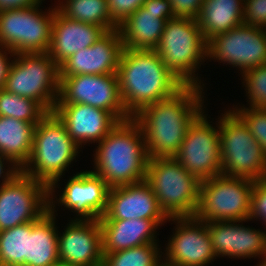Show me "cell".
Wrapping results in <instances>:
<instances>
[{"mask_svg": "<svg viewBox=\"0 0 266 266\" xmlns=\"http://www.w3.org/2000/svg\"><path fill=\"white\" fill-rule=\"evenodd\" d=\"M203 91L184 86L172 97L147 105L133 116L142 129L149 158L176 155L188 126L206 109Z\"/></svg>", "mask_w": 266, "mask_h": 266, "instance_id": "1", "label": "cell"}, {"mask_svg": "<svg viewBox=\"0 0 266 266\" xmlns=\"http://www.w3.org/2000/svg\"><path fill=\"white\" fill-rule=\"evenodd\" d=\"M50 266H75V265H72V264H68V263H63L61 261L55 263V264H52Z\"/></svg>", "mask_w": 266, "mask_h": 266, "instance_id": "42", "label": "cell"}, {"mask_svg": "<svg viewBox=\"0 0 266 266\" xmlns=\"http://www.w3.org/2000/svg\"><path fill=\"white\" fill-rule=\"evenodd\" d=\"M246 221H208L207 229L217 258H260L256 266L266 257V231L246 227ZM238 223V224H237Z\"/></svg>", "mask_w": 266, "mask_h": 266, "instance_id": "17", "label": "cell"}, {"mask_svg": "<svg viewBox=\"0 0 266 266\" xmlns=\"http://www.w3.org/2000/svg\"><path fill=\"white\" fill-rule=\"evenodd\" d=\"M257 219L266 226V179L254 181L251 193L249 221Z\"/></svg>", "mask_w": 266, "mask_h": 266, "instance_id": "34", "label": "cell"}, {"mask_svg": "<svg viewBox=\"0 0 266 266\" xmlns=\"http://www.w3.org/2000/svg\"><path fill=\"white\" fill-rule=\"evenodd\" d=\"M64 186L59 195L49 193L51 212H57L56 206L60 205L76 214L74 220H99L105 214L110 187L96 173L77 172Z\"/></svg>", "mask_w": 266, "mask_h": 266, "instance_id": "16", "label": "cell"}, {"mask_svg": "<svg viewBox=\"0 0 266 266\" xmlns=\"http://www.w3.org/2000/svg\"><path fill=\"white\" fill-rule=\"evenodd\" d=\"M128 219H169L161 210L155 193L145 180L110 188L107 210L99 220Z\"/></svg>", "mask_w": 266, "mask_h": 266, "instance_id": "20", "label": "cell"}, {"mask_svg": "<svg viewBox=\"0 0 266 266\" xmlns=\"http://www.w3.org/2000/svg\"><path fill=\"white\" fill-rule=\"evenodd\" d=\"M52 112L81 149L102 141L120 122L112 113L86 104H56Z\"/></svg>", "mask_w": 266, "mask_h": 266, "instance_id": "21", "label": "cell"}, {"mask_svg": "<svg viewBox=\"0 0 266 266\" xmlns=\"http://www.w3.org/2000/svg\"><path fill=\"white\" fill-rule=\"evenodd\" d=\"M117 76L122 102L132 117L145 106L170 98L185 86L155 50L123 48Z\"/></svg>", "mask_w": 266, "mask_h": 266, "instance_id": "2", "label": "cell"}, {"mask_svg": "<svg viewBox=\"0 0 266 266\" xmlns=\"http://www.w3.org/2000/svg\"><path fill=\"white\" fill-rule=\"evenodd\" d=\"M122 51L118 28L106 31L92 46L77 51L63 62L59 66L60 77L117 74Z\"/></svg>", "mask_w": 266, "mask_h": 266, "instance_id": "19", "label": "cell"}, {"mask_svg": "<svg viewBox=\"0 0 266 266\" xmlns=\"http://www.w3.org/2000/svg\"><path fill=\"white\" fill-rule=\"evenodd\" d=\"M145 181L168 218L195 216L201 181L174 157L149 158Z\"/></svg>", "mask_w": 266, "mask_h": 266, "instance_id": "6", "label": "cell"}, {"mask_svg": "<svg viewBox=\"0 0 266 266\" xmlns=\"http://www.w3.org/2000/svg\"><path fill=\"white\" fill-rule=\"evenodd\" d=\"M57 215L49 210L39 220L31 222L27 246V266H50L60 261Z\"/></svg>", "mask_w": 266, "mask_h": 266, "instance_id": "25", "label": "cell"}, {"mask_svg": "<svg viewBox=\"0 0 266 266\" xmlns=\"http://www.w3.org/2000/svg\"><path fill=\"white\" fill-rule=\"evenodd\" d=\"M158 243H148L104 254L102 266H163Z\"/></svg>", "mask_w": 266, "mask_h": 266, "instance_id": "30", "label": "cell"}, {"mask_svg": "<svg viewBox=\"0 0 266 266\" xmlns=\"http://www.w3.org/2000/svg\"><path fill=\"white\" fill-rule=\"evenodd\" d=\"M243 24L265 28L266 0H244Z\"/></svg>", "mask_w": 266, "mask_h": 266, "instance_id": "35", "label": "cell"}, {"mask_svg": "<svg viewBox=\"0 0 266 266\" xmlns=\"http://www.w3.org/2000/svg\"><path fill=\"white\" fill-rule=\"evenodd\" d=\"M167 221L148 219L99 220L102 231L103 254L148 243H158L156 230Z\"/></svg>", "mask_w": 266, "mask_h": 266, "instance_id": "23", "label": "cell"}, {"mask_svg": "<svg viewBox=\"0 0 266 266\" xmlns=\"http://www.w3.org/2000/svg\"><path fill=\"white\" fill-rule=\"evenodd\" d=\"M146 0H107L108 9L112 21L117 25L121 23L137 9H139Z\"/></svg>", "mask_w": 266, "mask_h": 266, "instance_id": "36", "label": "cell"}, {"mask_svg": "<svg viewBox=\"0 0 266 266\" xmlns=\"http://www.w3.org/2000/svg\"><path fill=\"white\" fill-rule=\"evenodd\" d=\"M242 84L245 87L248 106L257 109H266V64L253 67L242 75Z\"/></svg>", "mask_w": 266, "mask_h": 266, "instance_id": "32", "label": "cell"}, {"mask_svg": "<svg viewBox=\"0 0 266 266\" xmlns=\"http://www.w3.org/2000/svg\"><path fill=\"white\" fill-rule=\"evenodd\" d=\"M104 33L97 25L67 18L56 7L48 55L60 66L77 51L92 46Z\"/></svg>", "mask_w": 266, "mask_h": 266, "instance_id": "22", "label": "cell"}, {"mask_svg": "<svg viewBox=\"0 0 266 266\" xmlns=\"http://www.w3.org/2000/svg\"><path fill=\"white\" fill-rule=\"evenodd\" d=\"M56 104H86L112 113L119 121L132 118L122 102L117 74L60 77Z\"/></svg>", "mask_w": 266, "mask_h": 266, "instance_id": "14", "label": "cell"}, {"mask_svg": "<svg viewBox=\"0 0 266 266\" xmlns=\"http://www.w3.org/2000/svg\"><path fill=\"white\" fill-rule=\"evenodd\" d=\"M244 0H204L197 19L206 42L243 24Z\"/></svg>", "mask_w": 266, "mask_h": 266, "instance_id": "26", "label": "cell"}, {"mask_svg": "<svg viewBox=\"0 0 266 266\" xmlns=\"http://www.w3.org/2000/svg\"><path fill=\"white\" fill-rule=\"evenodd\" d=\"M60 68L48 52L15 54L4 89L38 102L48 113L59 96Z\"/></svg>", "mask_w": 266, "mask_h": 266, "instance_id": "8", "label": "cell"}, {"mask_svg": "<svg viewBox=\"0 0 266 266\" xmlns=\"http://www.w3.org/2000/svg\"><path fill=\"white\" fill-rule=\"evenodd\" d=\"M45 0H0V10L9 8H27L42 4Z\"/></svg>", "mask_w": 266, "mask_h": 266, "instance_id": "41", "label": "cell"}, {"mask_svg": "<svg viewBox=\"0 0 266 266\" xmlns=\"http://www.w3.org/2000/svg\"><path fill=\"white\" fill-rule=\"evenodd\" d=\"M204 0H170L175 17L197 20Z\"/></svg>", "mask_w": 266, "mask_h": 266, "instance_id": "37", "label": "cell"}, {"mask_svg": "<svg viewBox=\"0 0 266 266\" xmlns=\"http://www.w3.org/2000/svg\"><path fill=\"white\" fill-rule=\"evenodd\" d=\"M165 23L166 21L160 18V13L147 12V9L141 6L118 26L123 48L155 50Z\"/></svg>", "mask_w": 266, "mask_h": 266, "instance_id": "24", "label": "cell"}, {"mask_svg": "<svg viewBox=\"0 0 266 266\" xmlns=\"http://www.w3.org/2000/svg\"><path fill=\"white\" fill-rule=\"evenodd\" d=\"M19 172L20 168H18L11 160L0 155V179L2 180L0 186L4 185L6 182H9Z\"/></svg>", "mask_w": 266, "mask_h": 266, "instance_id": "40", "label": "cell"}, {"mask_svg": "<svg viewBox=\"0 0 266 266\" xmlns=\"http://www.w3.org/2000/svg\"><path fill=\"white\" fill-rule=\"evenodd\" d=\"M254 181L218 175L201 181L195 217L208 221L249 220Z\"/></svg>", "mask_w": 266, "mask_h": 266, "instance_id": "9", "label": "cell"}, {"mask_svg": "<svg viewBox=\"0 0 266 266\" xmlns=\"http://www.w3.org/2000/svg\"><path fill=\"white\" fill-rule=\"evenodd\" d=\"M231 108L247 125L256 141L262 147L266 156V109H257L243 106Z\"/></svg>", "mask_w": 266, "mask_h": 266, "instance_id": "33", "label": "cell"}, {"mask_svg": "<svg viewBox=\"0 0 266 266\" xmlns=\"http://www.w3.org/2000/svg\"><path fill=\"white\" fill-rule=\"evenodd\" d=\"M222 175L266 179V156L244 121L231 108L219 116Z\"/></svg>", "mask_w": 266, "mask_h": 266, "instance_id": "7", "label": "cell"}, {"mask_svg": "<svg viewBox=\"0 0 266 266\" xmlns=\"http://www.w3.org/2000/svg\"><path fill=\"white\" fill-rule=\"evenodd\" d=\"M57 9L71 20L97 25L105 32L118 28L111 19L107 0H64Z\"/></svg>", "mask_w": 266, "mask_h": 266, "instance_id": "28", "label": "cell"}, {"mask_svg": "<svg viewBox=\"0 0 266 266\" xmlns=\"http://www.w3.org/2000/svg\"><path fill=\"white\" fill-rule=\"evenodd\" d=\"M37 124L0 116V155L21 169L30 157Z\"/></svg>", "mask_w": 266, "mask_h": 266, "instance_id": "27", "label": "cell"}, {"mask_svg": "<svg viewBox=\"0 0 266 266\" xmlns=\"http://www.w3.org/2000/svg\"><path fill=\"white\" fill-rule=\"evenodd\" d=\"M63 1H64V0H62V1L59 0L58 3H59V2H60V3H59V4H55V5H57L56 7H58Z\"/></svg>", "mask_w": 266, "mask_h": 266, "instance_id": "44", "label": "cell"}, {"mask_svg": "<svg viewBox=\"0 0 266 266\" xmlns=\"http://www.w3.org/2000/svg\"><path fill=\"white\" fill-rule=\"evenodd\" d=\"M206 59L245 71L266 64V32L263 27L240 25L207 41Z\"/></svg>", "mask_w": 266, "mask_h": 266, "instance_id": "13", "label": "cell"}, {"mask_svg": "<svg viewBox=\"0 0 266 266\" xmlns=\"http://www.w3.org/2000/svg\"><path fill=\"white\" fill-rule=\"evenodd\" d=\"M205 113L203 110L188 126L184 141L174 156L200 181L222 174L219 117L215 127Z\"/></svg>", "mask_w": 266, "mask_h": 266, "instance_id": "11", "label": "cell"}, {"mask_svg": "<svg viewBox=\"0 0 266 266\" xmlns=\"http://www.w3.org/2000/svg\"><path fill=\"white\" fill-rule=\"evenodd\" d=\"M8 54L10 55L9 57ZM14 56L15 53L13 51L8 48H4L3 46H0V90L4 89L5 87L6 78L8 76V72L14 59Z\"/></svg>", "mask_w": 266, "mask_h": 266, "instance_id": "39", "label": "cell"}, {"mask_svg": "<svg viewBox=\"0 0 266 266\" xmlns=\"http://www.w3.org/2000/svg\"><path fill=\"white\" fill-rule=\"evenodd\" d=\"M168 221L176 226L162 253L163 266H207L217 259L206 222L195 216L170 217Z\"/></svg>", "mask_w": 266, "mask_h": 266, "instance_id": "15", "label": "cell"}, {"mask_svg": "<svg viewBox=\"0 0 266 266\" xmlns=\"http://www.w3.org/2000/svg\"><path fill=\"white\" fill-rule=\"evenodd\" d=\"M40 5L0 10V46L15 54L48 52L56 6Z\"/></svg>", "mask_w": 266, "mask_h": 266, "instance_id": "10", "label": "cell"}, {"mask_svg": "<svg viewBox=\"0 0 266 266\" xmlns=\"http://www.w3.org/2000/svg\"><path fill=\"white\" fill-rule=\"evenodd\" d=\"M94 150V169L112 188L145 180L149 157L142 129L132 117L118 122Z\"/></svg>", "mask_w": 266, "mask_h": 266, "instance_id": "3", "label": "cell"}, {"mask_svg": "<svg viewBox=\"0 0 266 266\" xmlns=\"http://www.w3.org/2000/svg\"><path fill=\"white\" fill-rule=\"evenodd\" d=\"M206 49L197 20L175 17L166 21L155 51L181 83L203 89L205 84L197 71L207 60Z\"/></svg>", "mask_w": 266, "mask_h": 266, "instance_id": "5", "label": "cell"}, {"mask_svg": "<svg viewBox=\"0 0 266 266\" xmlns=\"http://www.w3.org/2000/svg\"><path fill=\"white\" fill-rule=\"evenodd\" d=\"M48 112L35 100L0 90V116L39 123Z\"/></svg>", "mask_w": 266, "mask_h": 266, "instance_id": "31", "label": "cell"}, {"mask_svg": "<svg viewBox=\"0 0 266 266\" xmlns=\"http://www.w3.org/2000/svg\"><path fill=\"white\" fill-rule=\"evenodd\" d=\"M31 222L0 231L1 266H27L28 236Z\"/></svg>", "mask_w": 266, "mask_h": 266, "instance_id": "29", "label": "cell"}, {"mask_svg": "<svg viewBox=\"0 0 266 266\" xmlns=\"http://www.w3.org/2000/svg\"><path fill=\"white\" fill-rule=\"evenodd\" d=\"M49 211V186L23 172L0 186V231L39 220Z\"/></svg>", "mask_w": 266, "mask_h": 266, "instance_id": "12", "label": "cell"}, {"mask_svg": "<svg viewBox=\"0 0 266 266\" xmlns=\"http://www.w3.org/2000/svg\"><path fill=\"white\" fill-rule=\"evenodd\" d=\"M58 232L59 260L75 266H102L103 244L99 220H68Z\"/></svg>", "mask_w": 266, "mask_h": 266, "instance_id": "18", "label": "cell"}, {"mask_svg": "<svg viewBox=\"0 0 266 266\" xmlns=\"http://www.w3.org/2000/svg\"><path fill=\"white\" fill-rule=\"evenodd\" d=\"M259 266H266V257H265L264 260L260 263Z\"/></svg>", "mask_w": 266, "mask_h": 266, "instance_id": "43", "label": "cell"}, {"mask_svg": "<svg viewBox=\"0 0 266 266\" xmlns=\"http://www.w3.org/2000/svg\"><path fill=\"white\" fill-rule=\"evenodd\" d=\"M79 149L59 118L53 112L48 113L35 126L31 154L20 171L47 184L49 193H56L58 182L78 158Z\"/></svg>", "mask_w": 266, "mask_h": 266, "instance_id": "4", "label": "cell"}, {"mask_svg": "<svg viewBox=\"0 0 266 266\" xmlns=\"http://www.w3.org/2000/svg\"><path fill=\"white\" fill-rule=\"evenodd\" d=\"M142 6L147 12L160 13V18L165 21L175 18L170 0H146Z\"/></svg>", "mask_w": 266, "mask_h": 266, "instance_id": "38", "label": "cell"}]
</instances>
